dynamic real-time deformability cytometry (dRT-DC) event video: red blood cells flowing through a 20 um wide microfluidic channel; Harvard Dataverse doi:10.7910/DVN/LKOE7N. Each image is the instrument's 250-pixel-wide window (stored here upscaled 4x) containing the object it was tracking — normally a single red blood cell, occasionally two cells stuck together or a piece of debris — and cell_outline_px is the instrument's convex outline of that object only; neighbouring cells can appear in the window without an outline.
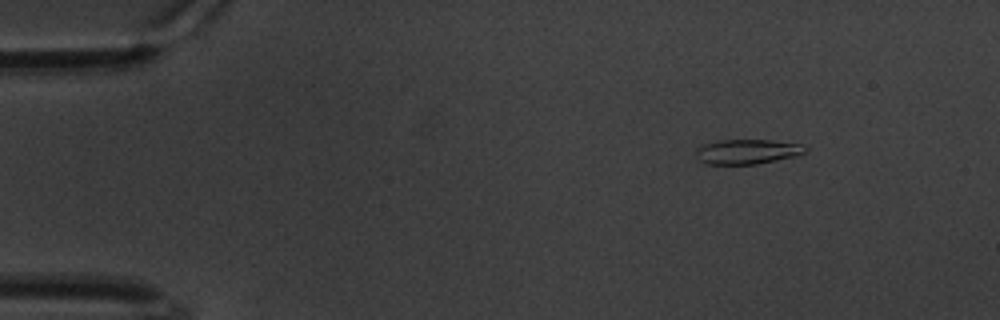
{"species": "common noctule bat (a hibernating species)", "species_latin": "Nyctalus noctula", "temperature_condition": "warm", "stored_images_in_passage": 55, "camera_frame_rate_fps": 3000, "um_per_image_px": 0.085, "animal": {"sex": "male", "body_mass_g": 20.1, "forearm_length_mm": 53.5}, "frame": {"image": 1, "passage_image": 2, "time_ms": 0.333, "image_size_px": [1000, 320], "cell_outline_px": [[808, 152], [796, 156], [756, 164], [704, 164], [696, 156], [696, 148], [700, 144], [720, 140], [768, 140], [804, 144], [808, 148]], "centroid_in_image_um": [63.52, 12.88], "position_along_channel_um": 21.5, "area_um2": 16.01}}
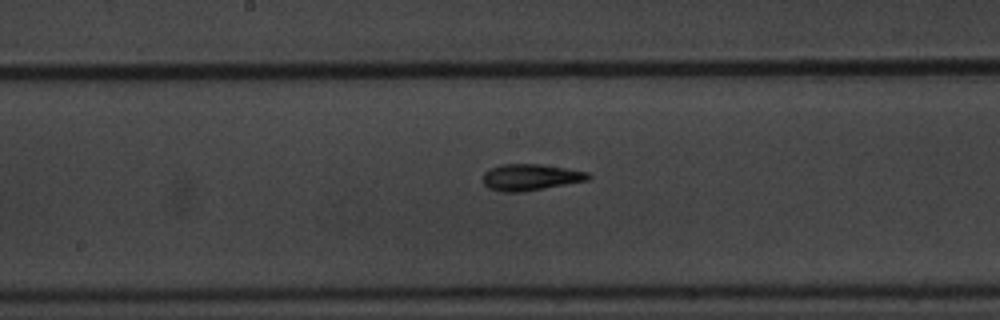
{"frame": {"image": 2, "passage_image": 26, "time_ms": 8.333, "image_size_px": [1000, 320], "cell_outline_px": [[592, 176], [588, 180], [524, 192], [500, 192], [488, 188], [480, 180], [484, 172], [488, 168], [500, 164], [540, 164], [568, 168], [588, 172]], "centroid_in_image_um": [45.04, 15.06], "position_along_channel_um": 203.2, "area_um2": 16.59}}
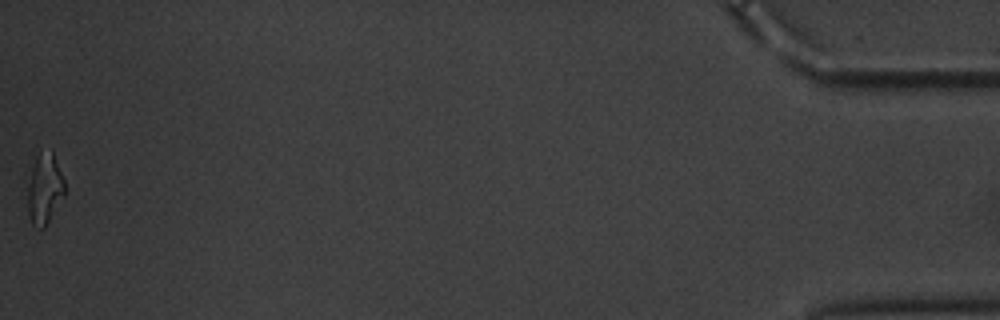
{"frame": {"image": 3, "passage_image": 55, "time_ms": 18.0, "image_size_px": [1000, 320], "cell_outline_px": [[64, 196], [44, 228], [36, 228], [32, 224], [28, 212], [28, 184], [32, 168], [36, 156], [40, 152], [52, 152], [64, 180]], "centroid_in_image_um": [3.78, 16.09], "position_along_channel_um": 431.4, "area_um2": 14.85}, "authors_computed_cell_mechanics": {"area_um2": 15.6638, "velocity_mm_per_s": 3.3411, "shape_relaxation_time_tau1_ms": 4.9727, "shape_relaxation_time_tau2_ms": 4.4311, "deformation_change_tau1": 0.1876, "deformation_change_tau2": 0.1204}}